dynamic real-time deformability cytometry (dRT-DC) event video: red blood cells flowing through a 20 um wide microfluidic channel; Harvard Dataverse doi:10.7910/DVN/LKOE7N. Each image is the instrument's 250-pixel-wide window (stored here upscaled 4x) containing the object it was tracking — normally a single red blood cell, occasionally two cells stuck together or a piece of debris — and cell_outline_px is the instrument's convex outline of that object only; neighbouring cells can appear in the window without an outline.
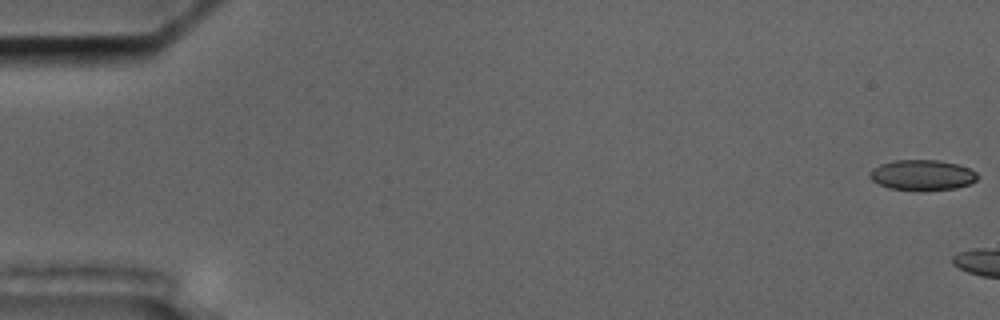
{"species": "common noctule bat (a hibernating species)", "species_latin": "Nyctalus noctula", "temperature_condition": "cold", "stored_images_in_passage": 3, "camera_frame_rate_fps": 3000, "um_per_image_px": 0.085, "animal": {"sex": "male", "body_mass_g": 17.5, "forearm_length_mm": 52.3}, "frame": {"image": 1, "passage_image": 1, "time_ms": 0.0, "image_size_px": [1000, 320], "cell_outline_px": [[980, 176], [976, 180], [968, 184], [956, 188], [924, 192], [920, 192], [888, 188], [872, 180], [868, 176], [868, 172], [872, 168], [880, 164], [896, 160], [940, 160], [956, 164], [968, 168], [976, 172]], "centroid_in_image_um": [78.37, 14.9], "position_along_channel_um": 6.6, "area_um2": 19.54}}